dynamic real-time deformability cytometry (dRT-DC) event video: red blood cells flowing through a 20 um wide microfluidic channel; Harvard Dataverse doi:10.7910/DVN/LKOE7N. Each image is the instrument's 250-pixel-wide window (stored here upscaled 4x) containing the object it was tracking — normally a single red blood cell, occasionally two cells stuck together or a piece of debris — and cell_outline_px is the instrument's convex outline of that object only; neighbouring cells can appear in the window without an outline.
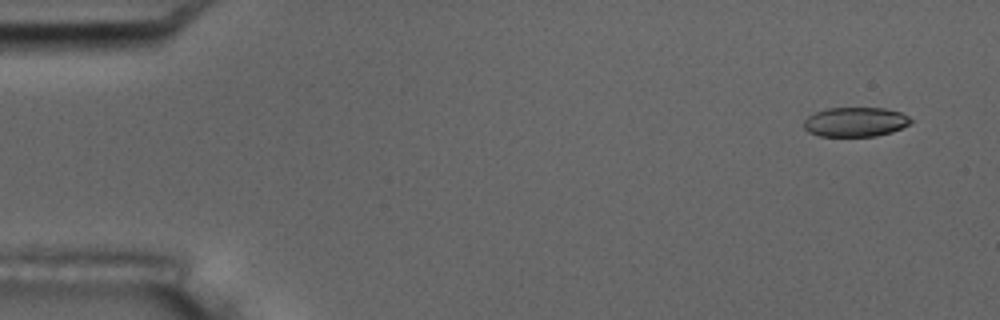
{"species": "common noctule bat (a hibernating species)", "species_latin": "Nyctalus noctula", "temperature_condition": "room temperature", "stored_images_in_passage": 5, "camera_frame_rate_fps": 3000, "um_per_image_px": 0.085, "animal": {"sex": "male", "body_mass_g": 17.5, "forearm_length_mm": 52.3}, "frame": {"image": 1, "passage_image": 1, "time_ms": 0.0, "image_size_px": [1000, 320], "cell_outline_px": [[912, 120], [908, 124], [892, 132], [876, 136], [820, 136], [808, 132], [804, 128], [804, 120], [808, 116], [816, 112], [828, 108], [884, 108], [900, 112], [908, 116]], "centroid_in_image_um": [72.69, 10.37], "position_along_channel_um": 12.3, "area_um2": 18.26}}
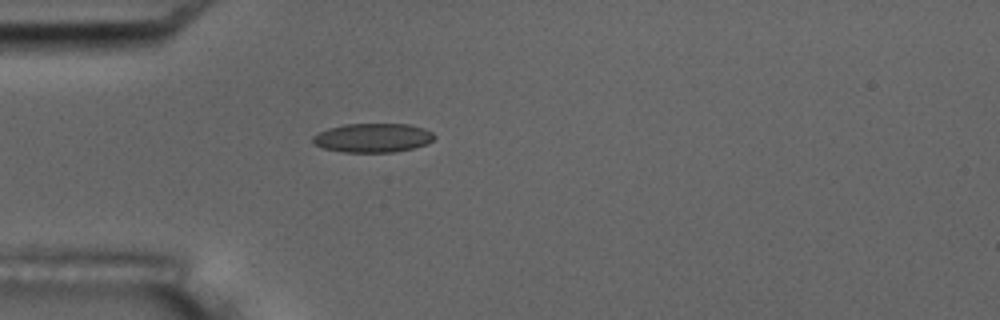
{"frame": {"image": 2, "passage_image": 5, "time_ms": 4.333, "image_size_px": [1000, 320], "cell_outline_px": [[436, 136], [428, 144], [396, 152], [344, 152], [324, 148], [312, 144], [312, 136], [328, 128], [344, 124], [408, 124], [424, 128], [432, 132]], "centroid_in_image_um": [31.69, 11.71], "position_along_channel_um": 53.3, "area_um2": 20.63}}